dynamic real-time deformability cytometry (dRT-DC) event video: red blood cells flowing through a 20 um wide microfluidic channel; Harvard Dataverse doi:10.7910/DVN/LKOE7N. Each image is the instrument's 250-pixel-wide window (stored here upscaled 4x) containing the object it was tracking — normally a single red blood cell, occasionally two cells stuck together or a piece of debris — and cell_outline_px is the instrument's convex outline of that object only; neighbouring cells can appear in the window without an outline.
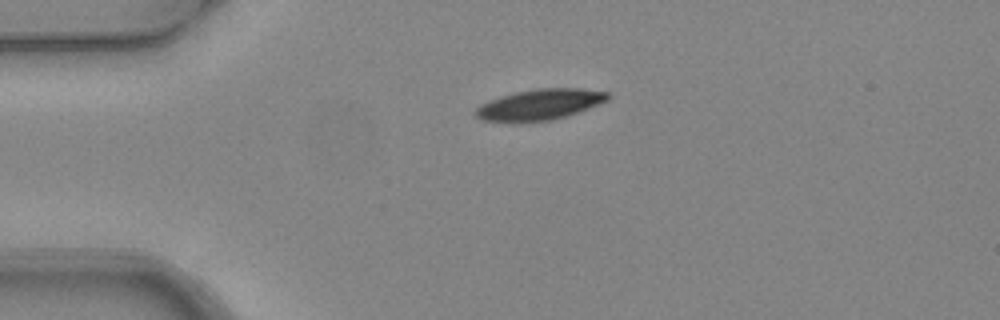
{"species": "common noctule bat (a hibernating species)", "species_latin": "Nyctalus noctula", "temperature_condition": "warm", "stored_images_in_passage": 3, "camera_frame_rate_fps": 3000, "um_per_image_px": 0.085, "animal": {"sex": "female", "body_mass_g": 24.6, "forearm_length_mm": 56.2}, "frame": {"image": 1, "passage_image": 1, "time_ms": 0.0, "image_size_px": [1000, 320], "cell_outline_px": [[612, 96], [608, 100], [576, 112], [552, 120], [480, 120], [476, 116], [476, 108], [480, 104], [488, 100], [500, 96], [516, 92], [536, 88], [580, 88], [608, 92]], "centroid_in_image_um": [45.9, 8.84], "position_along_channel_um": 39.1, "area_um2": 23.06}}
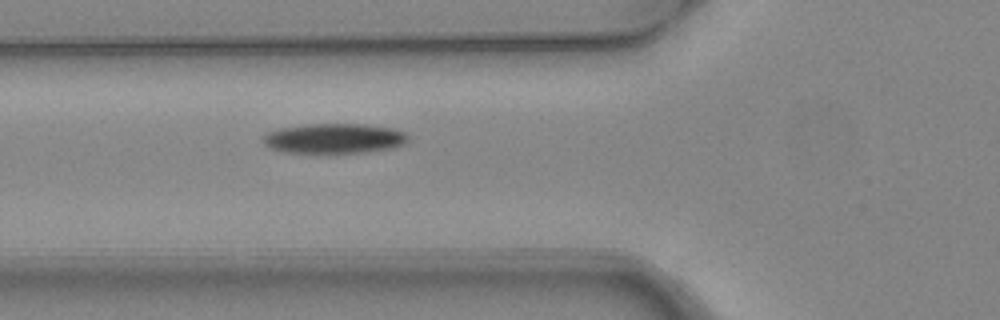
{"frame": {"image": 2, "passage_image": 3, "time_ms": 0.667, "image_size_px": [1000, 320], "cell_outline_px": [[408, 140], [404, 144], [392, 148], [368, 152], [284, 152], [272, 148], [264, 144], [260, 140], [268, 132], [280, 128], [308, 124], [364, 124], [392, 128], [404, 132], [408, 136]], "centroid_in_image_um": [28.41, 11.76], "position_along_channel_um": 97.4, "area_um2": 25.14}}